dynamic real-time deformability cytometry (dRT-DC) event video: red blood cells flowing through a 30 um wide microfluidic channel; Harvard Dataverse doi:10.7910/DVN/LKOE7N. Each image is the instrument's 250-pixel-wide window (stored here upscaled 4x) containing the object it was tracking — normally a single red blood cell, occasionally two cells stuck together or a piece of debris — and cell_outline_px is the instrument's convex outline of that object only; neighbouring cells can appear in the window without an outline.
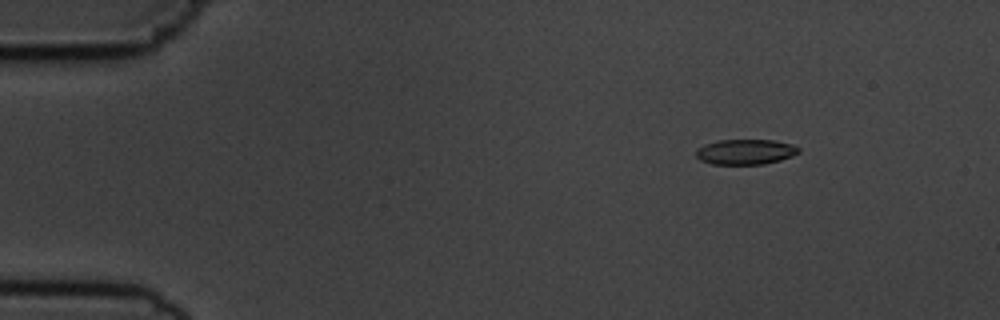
{"species": "common noctule bat (a hibernating species)", "species_latin": "Nyctalus noctula", "temperature_condition": "cold", "stored_images_in_passage": 49, "camera_frame_rate_fps": 3000, "um_per_image_px": 0.085, "animal": {"sex": "male", "body_mass_g": 19.5, "forearm_length_mm": 54.6}, "frame": {"image": 1, "passage_image": 1, "time_ms": 0.0, "image_size_px": [1000, 320], "cell_outline_px": [[800, 152], [792, 156], [780, 160], [764, 164], [712, 164], [700, 160], [696, 156], [696, 152], [704, 144], [720, 140], [772, 140], [792, 144], [800, 148]], "centroid_in_image_um": [63.39, 12.91], "position_along_channel_um": 21.6, "area_um2": 15.03}}
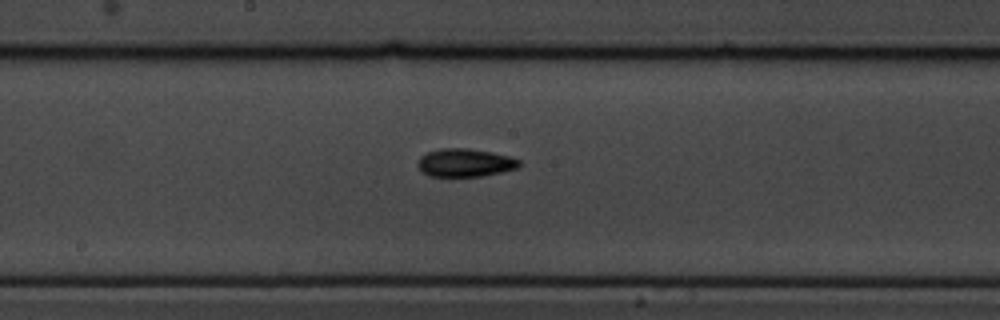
{"frame": {"image": 2, "passage_image": 23, "time_ms": 7.333, "image_size_px": [1000, 320], "cell_outline_px": [[520, 164], [516, 168], [500, 172], [480, 176], [428, 176], [420, 172], [416, 164], [420, 156], [428, 152], [440, 148], [468, 148], [492, 152], [508, 156], [520, 160]], "centroid_in_image_um": [39.46, 13.83], "position_along_channel_um": 208.7, "area_um2": 16.65}}
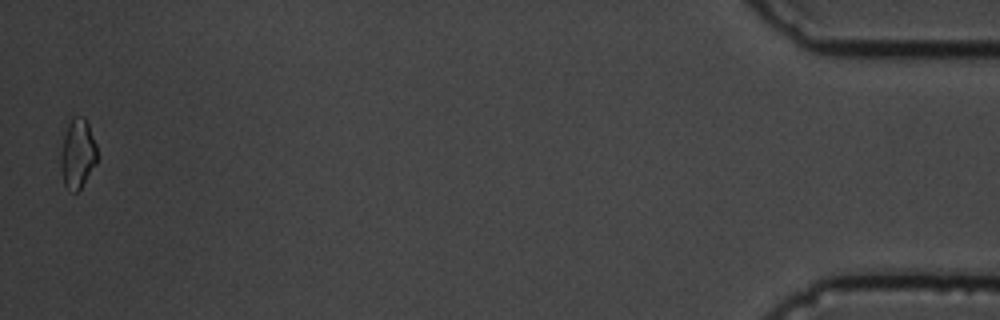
{"frame": {"image": 3, "passage_image": 48, "time_ms": 15.667, "image_size_px": [1000, 320], "cell_outline_px": [[96, 164], [80, 188], [76, 192], [68, 192], [64, 184], [60, 168], [60, 152], [64, 136], [68, 124], [72, 116], [84, 116], [88, 124], [96, 144]], "centroid_in_image_um": [6.57, 13.07], "position_along_channel_um": 428.6, "area_um2": 14.8}, "authors_computed_cell_mechanics": {"area_um2": 15.4904, "velocity_mm_per_s": 3.6974, "shape_relaxation_time_tau1_ms": 3.4091, "shape_relaxation_time_tau2_ms": null, "deformation_change_tau1": 0.1178, "deformation_change_tau2": null}}